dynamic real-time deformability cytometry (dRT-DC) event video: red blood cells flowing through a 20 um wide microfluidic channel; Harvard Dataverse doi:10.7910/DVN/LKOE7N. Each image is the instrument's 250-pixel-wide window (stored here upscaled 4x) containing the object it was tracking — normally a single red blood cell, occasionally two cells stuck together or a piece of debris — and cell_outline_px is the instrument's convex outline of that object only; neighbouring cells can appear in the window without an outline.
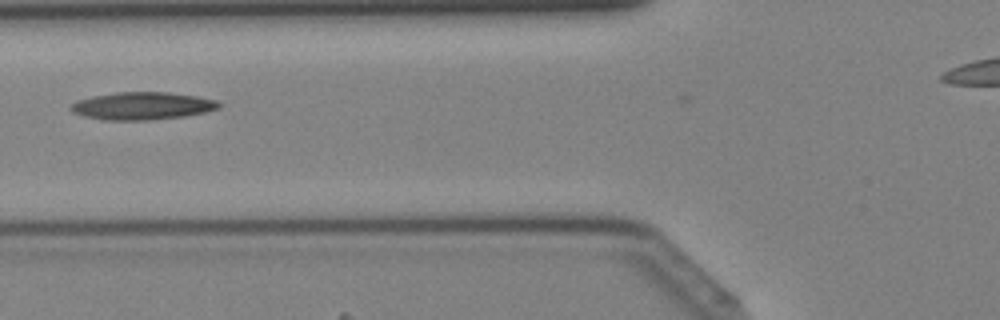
{"species": "Egyptian fruit bat (a non-hibernating species)", "species_latin": "Rousettus aegyptiacus", "temperature_condition": "cold", "stored_images_in_passage": 35, "camera_frame_rate_fps": 3000, "um_per_image_px": 0.085, "animal": {"sex": "female"}, "frame": {"image": 1, "passage_image": 15, "time_ms": 4.667, "image_size_px": [1000, 320], "cell_outline_px": [[220, 108], [208, 112], [184, 116], [152, 120], [104, 120], [84, 116], [72, 112], [68, 108], [76, 100], [92, 96], [116, 92], [168, 92], [196, 96], [216, 100], [220, 104]], "centroid_in_image_um": [12.08, 9.0], "position_along_channel_um": 113.7, "area_um2": 23.99}}
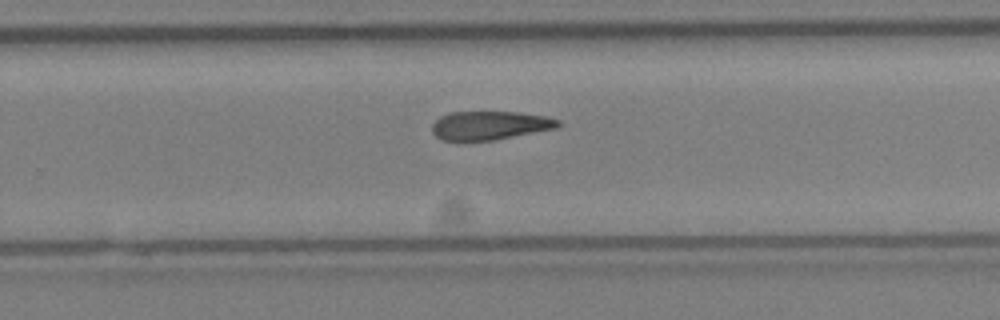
{"frame": {"image": 2, "passage_image": 26, "time_ms": 8.333, "image_size_px": [1000, 320], "cell_outline_px": [[560, 124], [556, 128], [492, 140], [456, 144], [440, 140], [432, 132], [432, 124], [440, 116], [452, 112], [516, 112], [544, 116], [560, 120]], "centroid_in_image_um": [41.52, 10.7], "position_along_channel_um": 288.3, "area_um2": 21.5}}
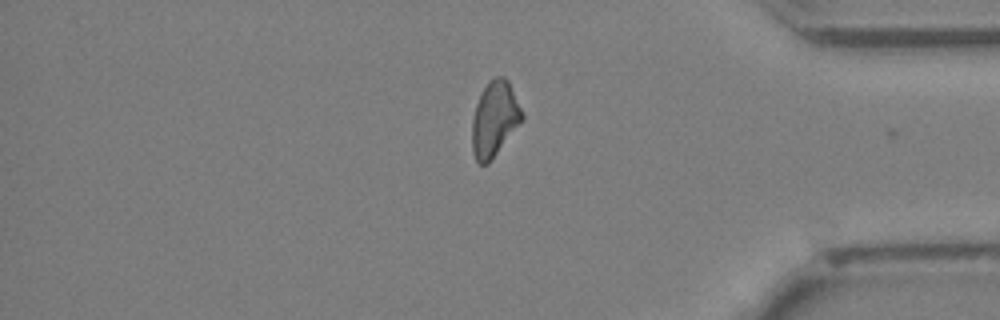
{"frame": {"image": 3, "passage_image": 34, "time_ms": 11.0, "image_size_px": [1000, 320], "cell_outline_px": [[524, 116], [488, 164], [480, 164], [476, 160], [472, 152], [472, 120], [476, 104], [488, 80], [492, 76], [504, 76], [508, 80], [524, 112]], "centroid_in_image_um": [42.03, 10.07], "position_along_channel_um": 393.2, "area_um2": 21.68}}